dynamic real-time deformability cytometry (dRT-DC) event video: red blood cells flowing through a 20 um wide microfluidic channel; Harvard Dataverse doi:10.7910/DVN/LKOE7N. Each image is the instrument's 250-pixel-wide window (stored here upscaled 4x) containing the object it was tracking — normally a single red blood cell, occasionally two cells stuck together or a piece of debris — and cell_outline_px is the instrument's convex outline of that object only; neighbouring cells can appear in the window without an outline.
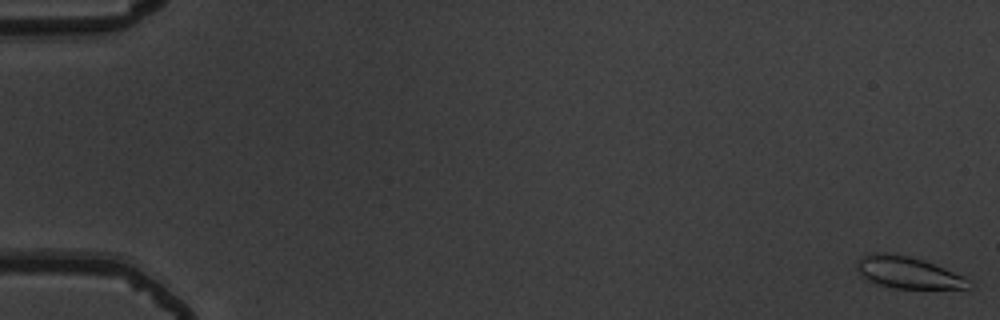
{"species": "common noctule bat (a hibernating species)", "species_latin": "Nyctalus noctula", "temperature_condition": "warm", "stored_images_in_passage": 48, "camera_frame_rate_fps": 3000, "um_per_image_px": 0.085, "animal": {"sex": "male", "body_mass_g": 19.5, "forearm_length_mm": 54.6}, "frame": {"image": 1, "passage_image": 1, "time_ms": 0.0, "image_size_px": [1000, 320], "cell_outline_px": [[972, 288], [896, 288], [876, 284], [868, 280], [856, 268], [856, 260], [860, 256], [868, 252], [884, 252], [908, 256], [924, 260], [964, 276], [972, 280]], "centroid_in_image_um": [77.16, 23.15], "position_along_channel_um": 7.8, "area_um2": 20.87}}
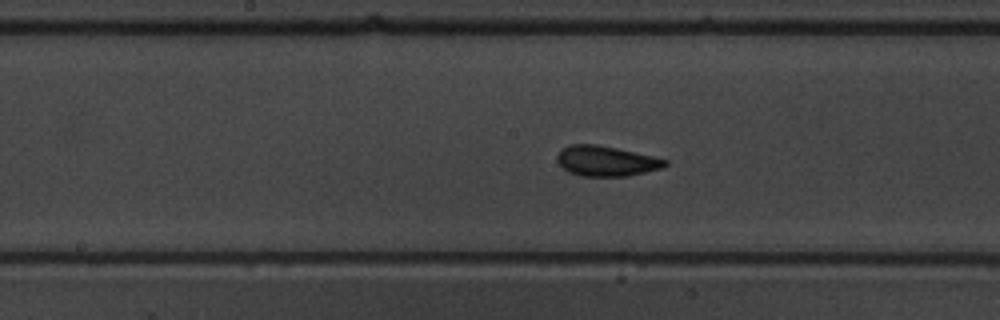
{"frame": {"image": 2, "passage_image": 30, "time_ms": 9.667, "image_size_px": [1000, 320], "cell_outline_px": [[668, 164], [660, 168], [628, 176], [580, 176], [568, 172], [556, 160], [556, 156], [560, 148], [568, 144], [596, 144], [616, 148], [652, 156], [668, 160]], "centroid_in_image_um": [51.46, 13.68], "position_along_channel_um": 196.7, "area_um2": 19.02}}
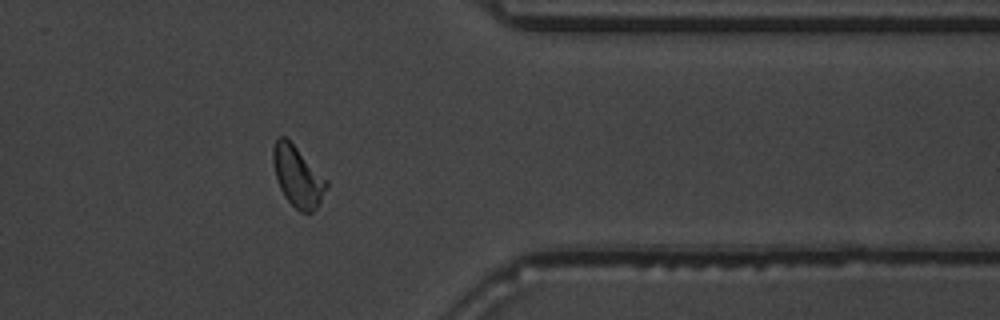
{"frame": {"image": 3, "passage_image": 46, "time_ms": 15.0, "image_size_px": [1000, 320], "cell_outline_px": [[328, 184], [316, 208], [312, 212], [300, 212], [284, 196], [276, 180], [272, 164], [272, 148], [276, 140], [280, 136], [284, 136], [328, 180]], "centroid_in_image_um": [25.27, 15.0], "position_along_channel_um": 386.1, "area_um2": 18.55}, "authors_computed_cell_mechanics": {"area_um2": 18.9295, "velocity_mm_per_s": 3.7477, "shape_relaxation_time_tau1_ms": 2.5389, "shape_relaxation_time_tau2_ms": 1.1364, "deformation_change_tau1": 0.1181, "deformation_change_tau2": 0.0804}}